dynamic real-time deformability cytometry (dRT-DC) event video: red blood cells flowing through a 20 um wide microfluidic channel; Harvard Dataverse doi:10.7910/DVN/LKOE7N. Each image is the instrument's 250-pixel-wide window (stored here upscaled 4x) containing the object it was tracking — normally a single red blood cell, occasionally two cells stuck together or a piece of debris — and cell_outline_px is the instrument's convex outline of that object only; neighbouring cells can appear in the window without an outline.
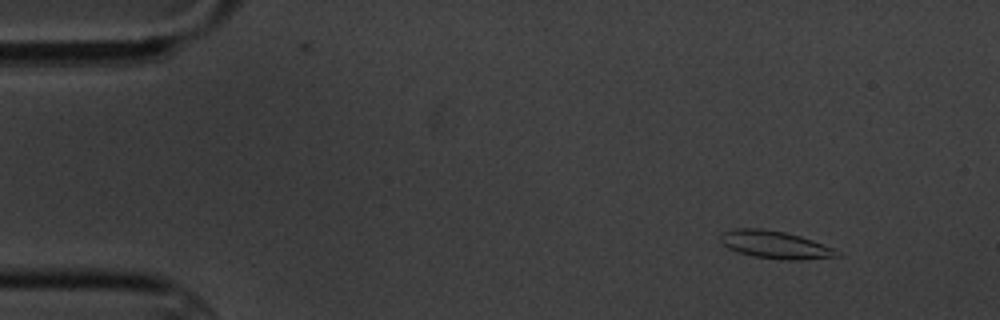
{"species": "common noctule bat (a hibernating species)", "species_latin": "Nyctalus noctula", "temperature_condition": "cold", "stored_images_in_passage": 5, "camera_frame_rate_fps": 3000, "um_per_image_px": 0.085, "animal": {"sex": "male", "body_mass_g": 20.1, "forearm_length_mm": 53.5}, "frame": {"image": 1, "passage_image": 1, "time_ms": 0.0, "image_size_px": [1000, 320], "cell_outline_px": [[840, 256], [800, 260], [780, 260], [752, 256], [736, 252], [728, 248], [720, 240], [720, 236], [724, 232], [736, 228], [760, 228], [784, 232], [800, 236], [812, 240], [832, 248], [840, 252]], "centroid_in_image_um": [65.87, 20.81], "position_along_channel_um": 19.1, "area_um2": 18.73}}
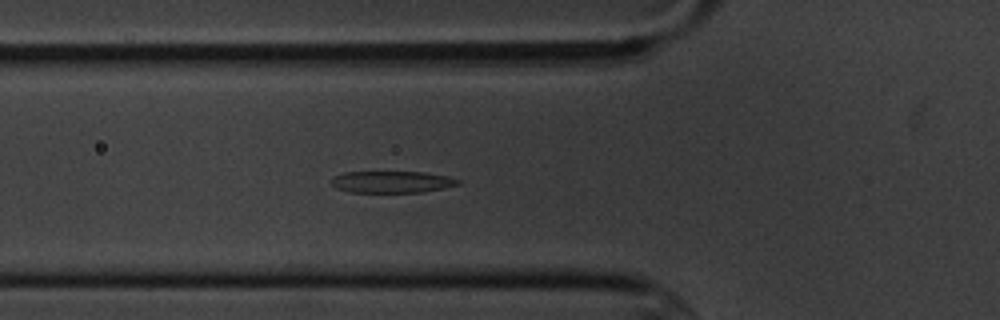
{"frame": {"image": 2, "passage_image": 5, "time_ms": 4.667, "image_size_px": [1000, 320], "cell_outline_px": [[460, 184], [444, 188], [420, 192], [352, 192], [336, 188], [332, 184], [332, 176], [344, 172], [424, 172], [448, 176], [460, 180]], "centroid_in_image_um": [33.31, 15.45], "position_along_channel_um": 92.5, "area_um2": 16.01}}